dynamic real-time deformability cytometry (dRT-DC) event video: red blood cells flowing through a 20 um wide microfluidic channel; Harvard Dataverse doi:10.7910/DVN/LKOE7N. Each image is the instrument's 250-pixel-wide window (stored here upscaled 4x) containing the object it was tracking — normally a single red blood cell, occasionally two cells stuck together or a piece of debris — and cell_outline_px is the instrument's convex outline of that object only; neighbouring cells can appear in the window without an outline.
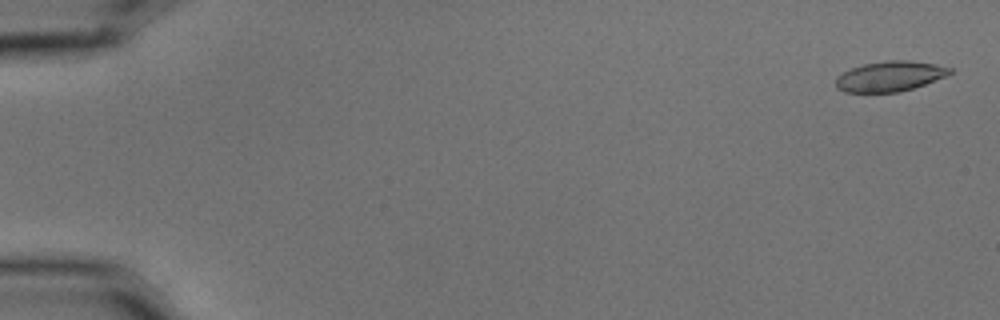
{"species": "common noctule bat (a hibernating species)", "species_latin": "Nyctalus noctula", "temperature_condition": "cold", "stored_images_in_passage": 57, "camera_frame_rate_fps": 3000, "um_per_image_px": 0.085, "animal": {"sex": "male", "body_mass_g": 15.6}, "frame": {"image": 1, "passage_image": 2, "time_ms": 0.333, "image_size_px": [1000, 320], "cell_outline_px": [[952, 72], [944, 76], [924, 84], [900, 92], [844, 92], [836, 88], [836, 76], [852, 68], [864, 64], [888, 60], [908, 60], [936, 64], [952, 68]], "centroid_in_image_um": [75.62, 6.48], "position_along_channel_um": 9.4, "area_um2": 19.88}}
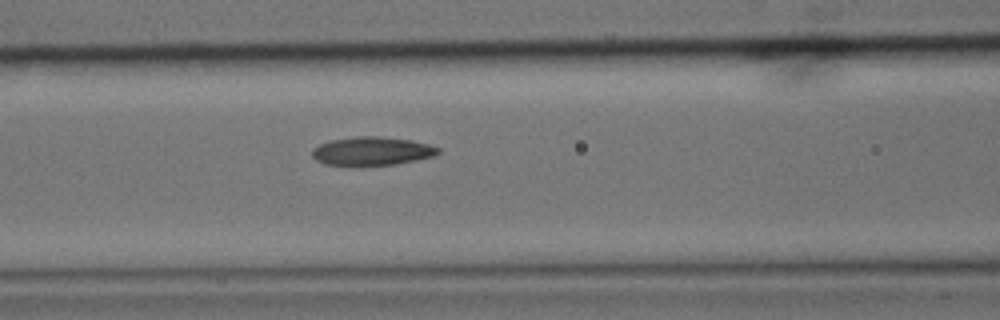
{"frame": {"image": 2, "passage_image": 25, "time_ms": 8.0, "image_size_px": [1000, 320], "cell_outline_px": [[440, 152], [432, 156], [416, 160], [396, 164], [348, 168], [324, 164], [316, 160], [312, 156], [312, 148], [328, 140], [356, 136], [376, 136], [412, 140], [428, 144], [440, 148]], "centroid_in_image_um": [31.54, 12.88], "position_along_channel_um": 135.1, "area_um2": 21.68}}
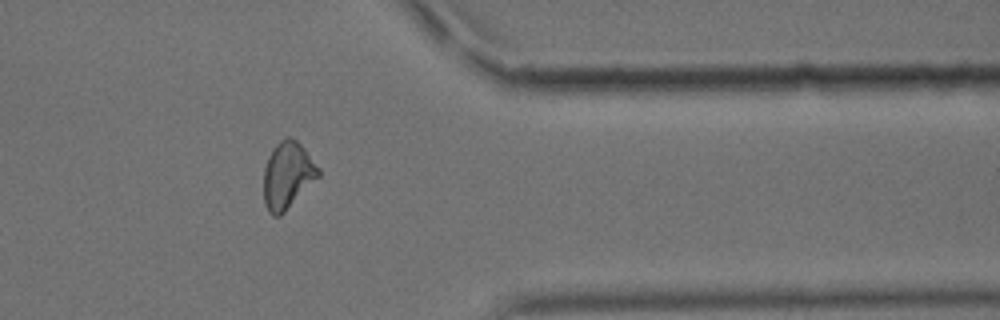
{"frame": {"image": 3, "passage_image": 47, "time_ms": 15.333, "image_size_px": [1000, 320], "cell_outline_px": [[320, 176], [280, 216], [272, 216], [268, 212], [264, 204], [264, 168], [268, 156], [272, 148], [280, 140], [288, 136], [292, 136], [304, 148], [320, 168]], "centroid_in_image_um": [24.44, 14.89], "position_along_channel_um": 387.0, "area_um2": 21.44}, "authors_computed_cell_mechanics": {"area_um2": 21.1548, "velocity_mm_per_s": 3.5828, "shape_relaxation_time_tau1_ms": 10.1531, "shape_relaxation_time_tau2_ms": 2.6952, "deformation_change_tau1": 0.2096, "deformation_change_tau2": 0.0864}}